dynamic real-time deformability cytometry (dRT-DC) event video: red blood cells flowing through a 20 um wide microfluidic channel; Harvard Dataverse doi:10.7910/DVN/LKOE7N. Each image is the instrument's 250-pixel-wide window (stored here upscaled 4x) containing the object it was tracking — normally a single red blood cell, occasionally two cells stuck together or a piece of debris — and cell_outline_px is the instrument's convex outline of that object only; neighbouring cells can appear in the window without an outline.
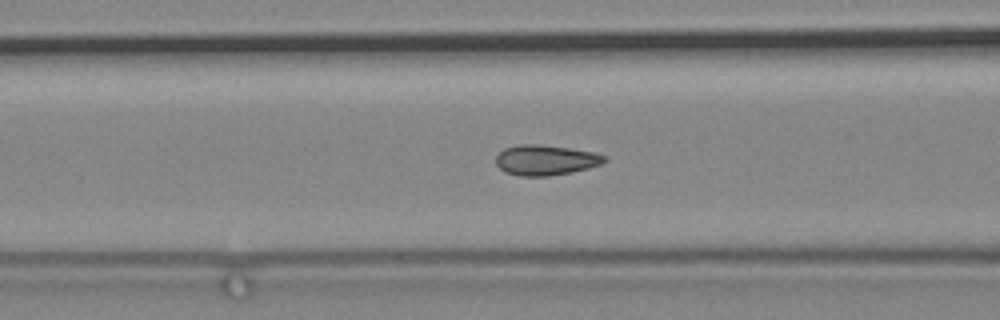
{"species": "common noctule bat (a hibernating species)", "species_latin": "Nyctalus noctula", "temperature_condition": "cold", "stored_images_in_passage": 75, "camera_frame_rate_fps": 3000, "um_per_image_px": 0.085, "animal": {"sex": "male", "body_mass_g": 19.2, "forearm_length_mm": 51.8}, "frame": {"image": 1, "passage_image": 44, "time_ms": 14.333, "image_size_px": [1000, 320], "cell_outline_px": [[608, 160], [600, 164], [588, 168], [572, 172], [548, 176], [520, 176], [504, 172], [496, 164], [496, 156], [504, 148], [520, 144], [540, 144], [596, 152], [608, 156]], "centroid_in_image_um": [46.39, 13.6], "position_along_channel_um": 120.2, "area_um2": 19.31}}
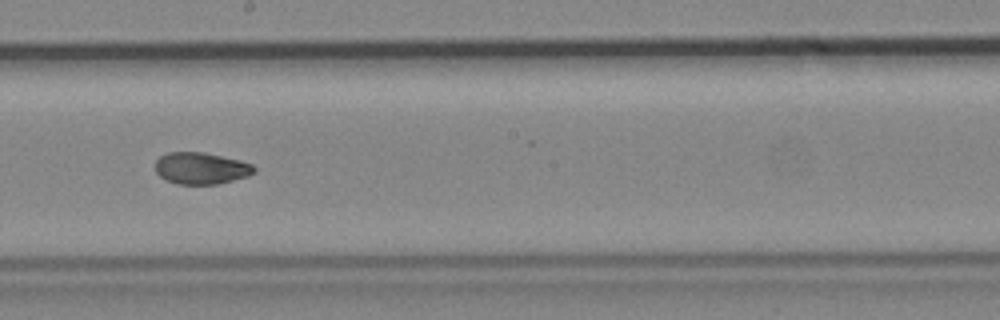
{"frame": {"image": 2, "passage_image": 55, "time_ms": 18.0, "image_size_px": [1000, 320], "cell_outline_px": [[256, 172], [248, 176], [216, 184], [176, 184], [164, 180], [156, 172], [156, 160], [160, 156], [168, 152], [204, 152], [240, 160], [252, 164], [256, 168]], "centroid_in_image_um": [17.09, 14.3], "position_along_channel_um": 231.1, "area_um2": 18.38}}
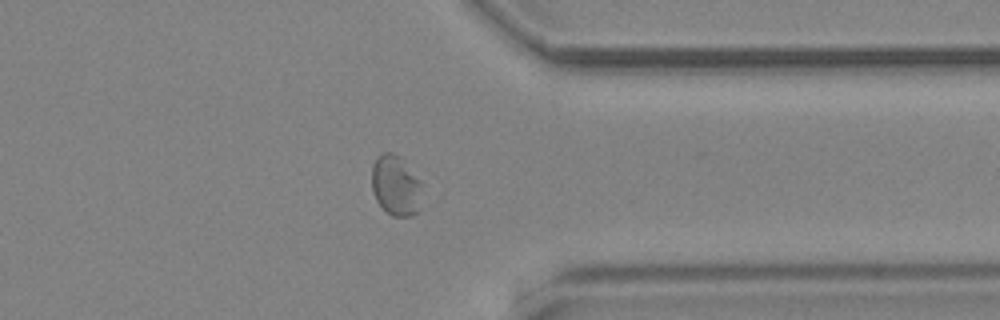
{"frame": {"image": 3, "passage_image": 70, "time_ms": 23.0, "image_size_px": [1000, 320], "cell_outline_px": [[424, 208], [420, 212], [412, 216], [392, 216], [376, 200], [372, 192], [372, 164], [376, 156], [380, 152], [392, 152], [400, 156], [420, 184]], "centroid_in_image_um": [33.65, 15.8], "position_along_channel_um": 377.8, "area_um2": 17.98}}